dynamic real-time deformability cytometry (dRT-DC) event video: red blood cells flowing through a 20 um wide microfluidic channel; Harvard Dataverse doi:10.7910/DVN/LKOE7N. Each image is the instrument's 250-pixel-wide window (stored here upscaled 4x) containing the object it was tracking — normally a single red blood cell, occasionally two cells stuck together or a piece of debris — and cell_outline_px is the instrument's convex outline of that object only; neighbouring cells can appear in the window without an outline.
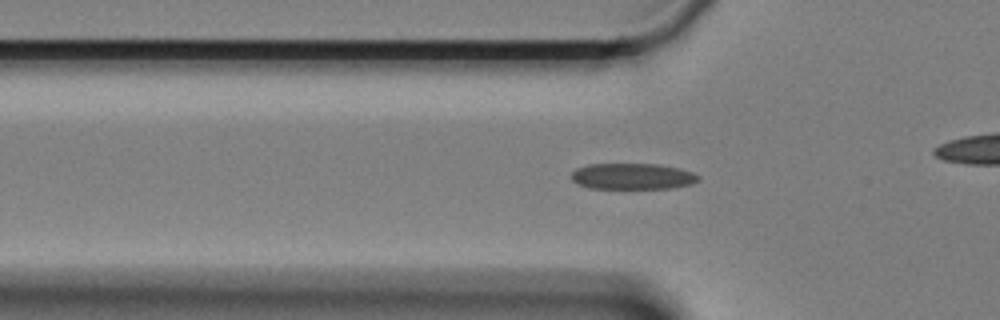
{"species": "Egyptian fruit bat (a non-hibernating species)", "species_latin": "Rousettus aegyptiacus", "temperature_condition": "cold", "stored_images_in_passage": 56, "camera_frame_rate_fps": 3000, "um_per_image_px": 0.085, "animal": {"sex": "female"}, "frame": {"image": 1, "passage_image": 18, "time_ms": 5.667, "image_size_px": [1000, 320], "cell_outline_px": [[700, 180], [692, 184], [672, 188], [588, 188], [576, 184], [572, 180], [572, 172], [576, 168], [588, 164], [660, 164], [680, 168], [692, 172], [700, 176]], "centroid_in_image_um": [53.77, 14.98], "position_along_channel_um": 72.0, "area_um2": 19.48}}
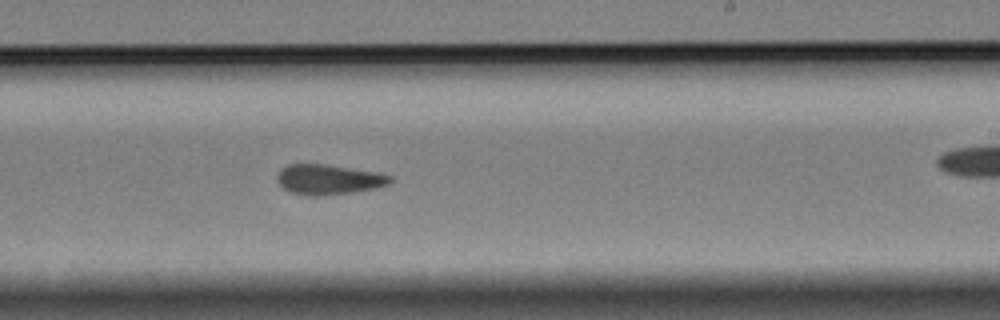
{"frame": {"image": 2, "passage_image": 35, "time_ms": 11.333, "image_size_px": [1000, 320], "cell_outline_px": [[392, 180], [388, 184], [376, 188], [324, 196], [308, 196], [292, 192], [284, 188], [276, 180], [276, 176], [280, 168], [288, 164], [324, 164], [380, 172], [392, 176]], "centroid_in_image_um": [27.92, 15.25], "position_along_channel_um": 261.1, "area_um2": 19.94}}
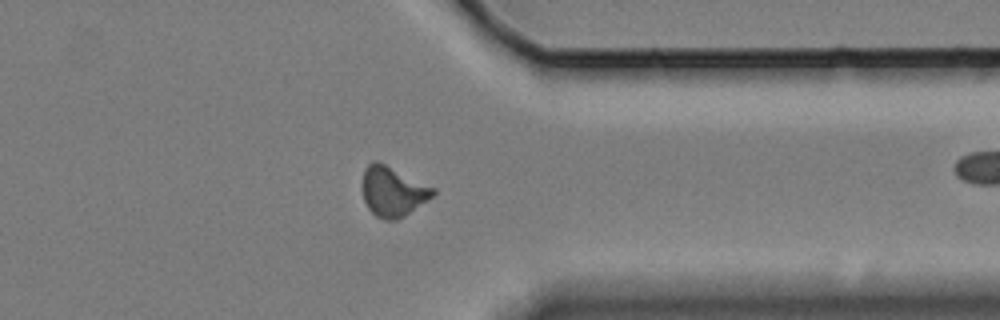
{"frame": {"image": 3, "passage_image": 46, "time_ms": 15.0, "image_size_px": [1000, 320], "cell_outline_px": [[436, 192], [432, 196], [404, 216], [396, 220], [384, 220], [376, 216], [368, 208], [364, 200], [364, 168], [372, 160], [376, 160], [436, 188]], "centroid_in_image_um": [33.39, 16.27], "position_along_channel_um": 378.0, "area_um2": 20.17}}